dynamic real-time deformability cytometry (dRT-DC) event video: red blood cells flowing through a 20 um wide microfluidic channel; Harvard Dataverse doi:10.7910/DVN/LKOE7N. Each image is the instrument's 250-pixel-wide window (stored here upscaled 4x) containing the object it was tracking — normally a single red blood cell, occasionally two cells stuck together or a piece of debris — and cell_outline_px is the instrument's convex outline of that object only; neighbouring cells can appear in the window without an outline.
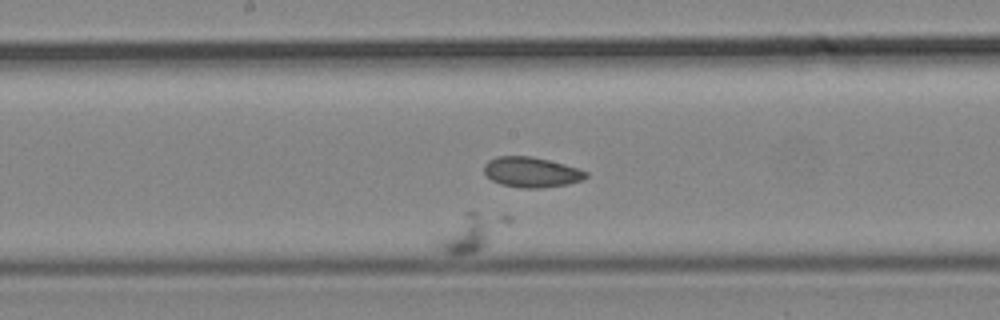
{"species": "common noctule bat (a hibernating species)", "species_latin": "Nyctalus noctula", "temperature_condition": "cold", "stored_images_in_passage": 34, "camera_frame_rate_fps": 3000, "um_per_image_px": 0.085, "animal": {"sex": "male", "body_mass_g": 19.2, "forearm_length_mm": 51.8}, "frame": {"image": 1, "passage_image": 28, "time_ms": 9.0, "image_size_px": [1000, 320], "cell_outline_px": [[488, 236], [484, 248], [476, 252], [452, 256], [436, 248], [432, 240], [436, 236], [464, 212], [476, 212], [484, 224]], "centroid_in_image_um": [39.33, 20.03], "position_along_channel_um": 208.9, "area_um2": 11.85}}